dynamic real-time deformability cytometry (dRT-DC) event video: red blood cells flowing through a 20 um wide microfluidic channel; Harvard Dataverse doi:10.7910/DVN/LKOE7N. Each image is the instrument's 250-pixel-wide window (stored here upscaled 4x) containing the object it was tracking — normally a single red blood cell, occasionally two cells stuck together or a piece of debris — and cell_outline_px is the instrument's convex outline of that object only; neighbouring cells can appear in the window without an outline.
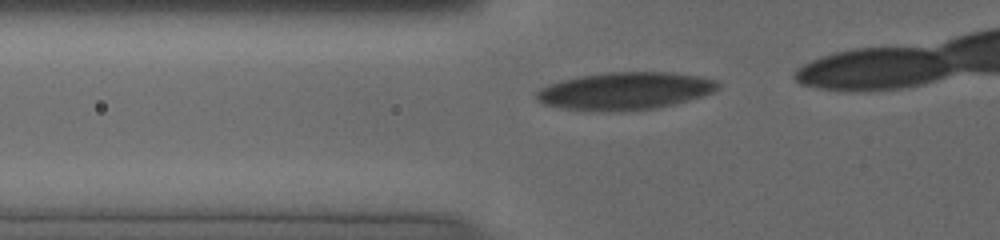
{"species": "human", "species_latin": "Homo sapiens", "temperature_condition": "cold", "stored_images_in_passage": 13, "camera_frame_rate_fps": 3000, "um_per_image_px": 0.085, "donor": {"sex": "female"}, "frame": {"image": 1, "passage_image": 4, "time_ms": 1.0, "image_size_px": [1000, 240], "cell_outline_px": [[720, 88], [712, 92], [700, 96], [672, 104], [656, 108], [624, 112], [608, 112], [560, 108], [544, 104], [536, 100], [536, 92], [540, 88], [548, 84], [560, 80], [576, 76], [608, 72], [676, 72], [700, 76], [716, 80], [720, 84]], "centroid_in_image_um": [53.09, 7.73], "position_along_channel_um": 72.7, "area_um2": 40.11}}
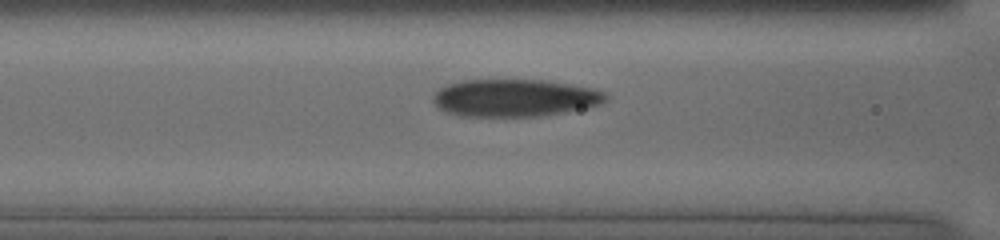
{"frame": {"image": 2, "passage_image": 8, "time_ms": 2.333, "image_size_px": [1000, 240], "cell_outline_px": [[608, 100], [600, 104], [560, 112], [536, 116], [460, 116], [444, 112], [432, 100], [432, 96], [440, 88], [448, 84], [464, 80], [548, 80], [592, 88], [604, 92], [608, 96]], "centroid_in_image_um": [43.72, 8.31], "position_along_channel_um": 122.9, "area_um2": 37.4}}
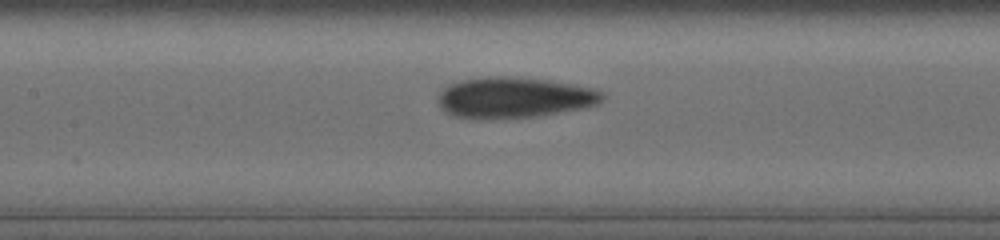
{"frame": {"image": 3, "passage_image": 11, "time_ms": 3.333, "image_size_px": [1000, 240], "cell_outline_px": [[604, 96], [596, 104], [580, 108], [536, 116], [452, 116], [444, 112], [440, 108], [436, 96], [448, 84], [460, 80], [484, 76], [508, 76], [548, 80], [572, 84], [592, 88], [604, 92]], "centroid_in_image_um": [43.66, 8.24], "position_along_channel_um": 163.7, "area_um2": 38.15}}